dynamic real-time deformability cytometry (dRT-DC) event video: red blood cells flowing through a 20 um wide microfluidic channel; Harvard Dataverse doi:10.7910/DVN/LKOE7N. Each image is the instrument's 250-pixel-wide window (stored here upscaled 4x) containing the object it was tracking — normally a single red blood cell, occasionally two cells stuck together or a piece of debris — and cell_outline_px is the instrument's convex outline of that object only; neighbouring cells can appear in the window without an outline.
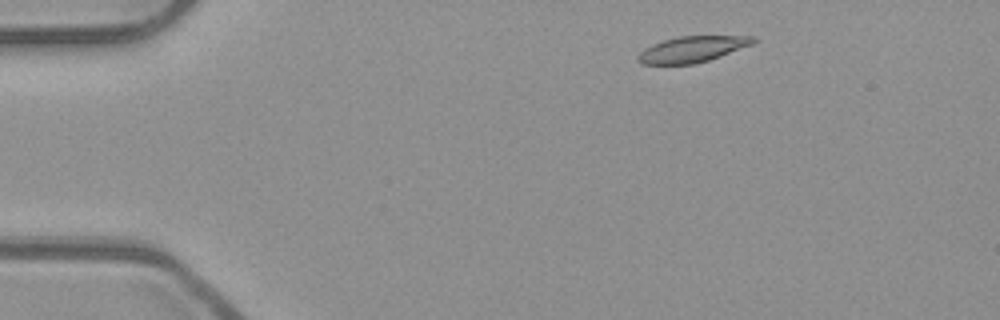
{"species": "common noctule bat (a hibernating species)", "species_latin": "Nyctalus noctula", "temperature_condition": "room temperature", "stored_images_in_passage": 45, "camera_frame_rate_fps": 3000, "um_per_image_px": 0.085, "animal": {"sex": "male", "body_mass_g": 23.1, "forearm_length_mm": 52.7}, "frame": {"image": 1, "passage_image": 1, "time_ms": 0.0, "image_size_px": [1000, 320], "cell_outline_px": [[760, 40], [752, 44], [720, 56], [708, 60], [692, 64], [640, 64], [636, 60], [636, 56], [644, 48], [652, 44], [664, 40], [680, 36], [756, 36]], "centroid_in_image_um": [58.83, 4.18], "position_along_channel_um": 26.2, "area_um2": 17.46}}
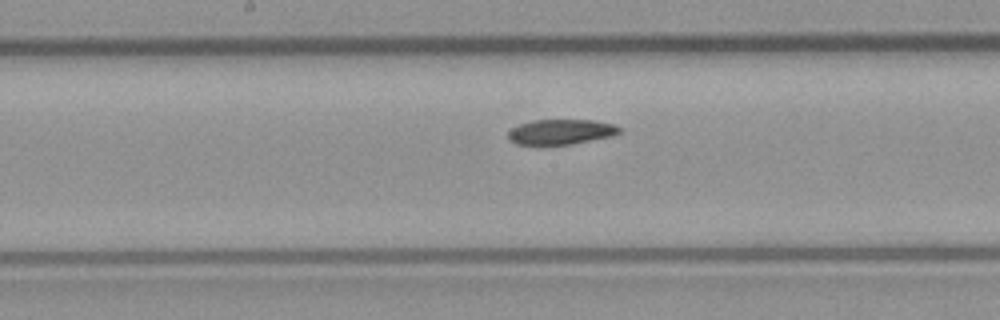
{"frame": {"image": 2, "passage_image": 20, "time_ms": 6.333, "image_size_px": [1000, 320], "cell_outline_px": [[624, 132], [612, 136], [572, 144], [540, 148], [516, 144], [508, 140], [508, 132], [512, 128], [520, 124], [532, 120], [592, 120], [616, 124]], "centroid_in_image_um": [47.64, 11.25], "position_along_channel_um": 200.6, "area_um2": 17.17}}
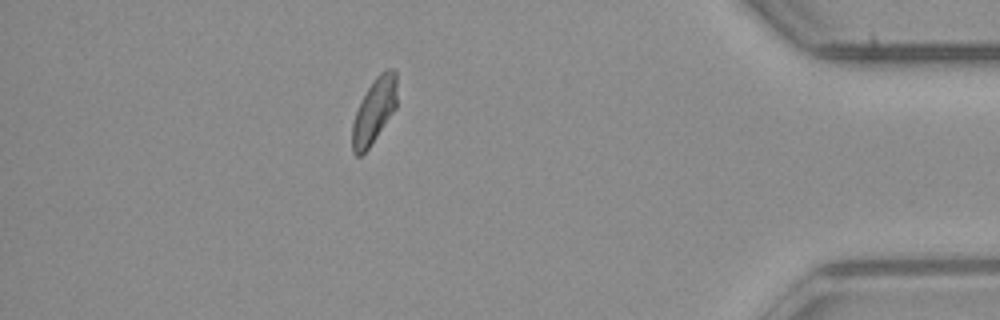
{"frame": {"image": 3, "passage_image": 39, "time_ms": 12.667, "image_size_px": [1000, 320], "cell_outline_px": [[396, 108], [368, 148], [360, 156], [356, 156], [352, 152], [352, 124], [356, 112], [368, 88], [376, 76], [380, 72], [388, 68], [392, 68], [396, 72]], "centroid_in_image_um": [31.8, 9.41], "position_along_channel_um": 403.4, "area_um2": 16.65}, "authors_computed_cell_mechanics": {"area_um2": 17.5134, "velocity_mm_per_s": 3.9092, "shape_relaxation_time_tau1_ms": 6.9103, "shape_relaxation_time_tau2_ms": null, "deformation_change_tau1": 0.1603, "deformation_change_tau2": null}}